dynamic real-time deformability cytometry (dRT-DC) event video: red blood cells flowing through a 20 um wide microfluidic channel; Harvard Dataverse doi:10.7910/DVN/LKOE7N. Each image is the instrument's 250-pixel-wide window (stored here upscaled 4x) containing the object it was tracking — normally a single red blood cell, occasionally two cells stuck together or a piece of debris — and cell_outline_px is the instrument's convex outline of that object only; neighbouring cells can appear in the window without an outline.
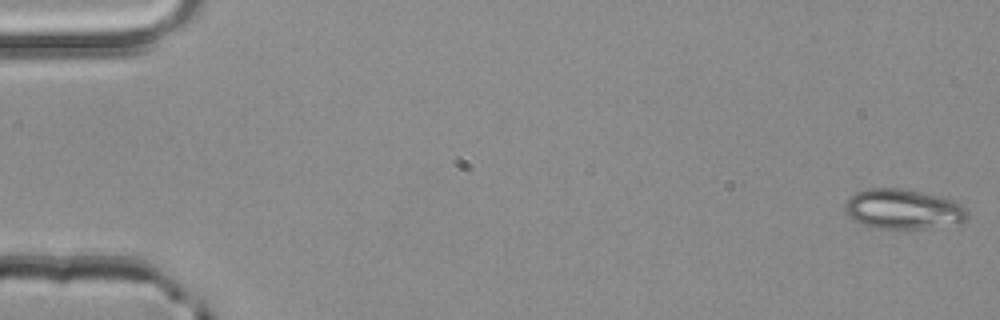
{"species": "common noctule bat (a hibernating species)", "species_latin": "Nyctalus noctula", "temperature_condition": "room temperature", "stored_images_in_passage": 17, "camera_frame_rate_fps": 3000, "um_per_image_px": 0.085, "animal": {"sex": "male", "body_mass_g": 20.4}, "frame": {"image": 1, "passage_image": 1, "time_ms": 0.0, "image_size_px": [1000, 320], "cell_outline_px": [[968, 220], [956, 224], [924, 228], [876, 228], [852, 220], [844, 212], [844, 204], [856, 192], [868, 188], [900, 188], [920, 192], [952, 200], [960, 204], [968, 212]], "centroid_in_image_um": [76.75, 17.78], "position_along_channel_um": 8.3, "area_um2": 28.32}}